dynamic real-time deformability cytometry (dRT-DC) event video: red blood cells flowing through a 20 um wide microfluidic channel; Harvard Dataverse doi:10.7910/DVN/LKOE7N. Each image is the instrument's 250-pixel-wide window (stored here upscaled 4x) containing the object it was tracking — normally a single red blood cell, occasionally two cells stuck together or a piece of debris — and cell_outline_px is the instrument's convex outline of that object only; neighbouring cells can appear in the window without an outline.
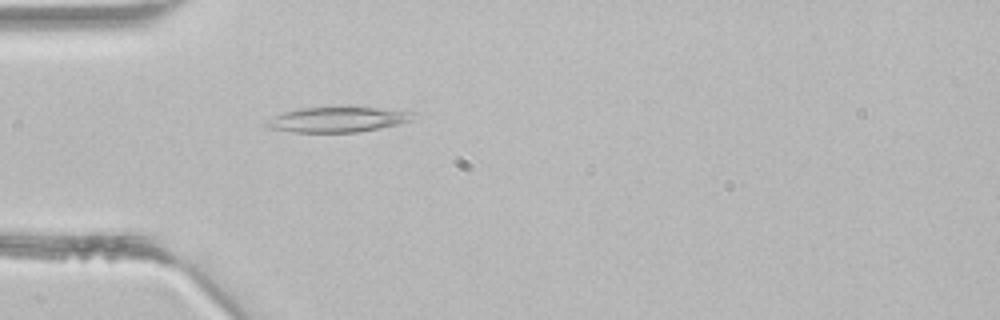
{"species": "common noctule bat (a hibernating species)", "species_latin": "Nyctalus noctula", "temperature_condition": "room temperature", "stored_images_in_passage": 1, "camera_frame_rate_fps": 3000, "um_per_image_px": 0.085, "animal": {"sex": "male", "body_mass_g": 21.5, "forearm_length_mm": 52.0}, "frame": {"image": 1, "passage_image": 1, "time_ms": 0.0, "image_size_px": [1000, 320], "cell_outline_px": [[420, 112], [412, 120], [400, 124], [360, 132], [292, 132], [268, 128], [264, 124], [272, 116], [284, 112], [300, 108], [372, 108]], "centroid_in_image_um": [28.73, 10.17], "position_along_channel_um": 56.3, "area_um2": 21.44}}